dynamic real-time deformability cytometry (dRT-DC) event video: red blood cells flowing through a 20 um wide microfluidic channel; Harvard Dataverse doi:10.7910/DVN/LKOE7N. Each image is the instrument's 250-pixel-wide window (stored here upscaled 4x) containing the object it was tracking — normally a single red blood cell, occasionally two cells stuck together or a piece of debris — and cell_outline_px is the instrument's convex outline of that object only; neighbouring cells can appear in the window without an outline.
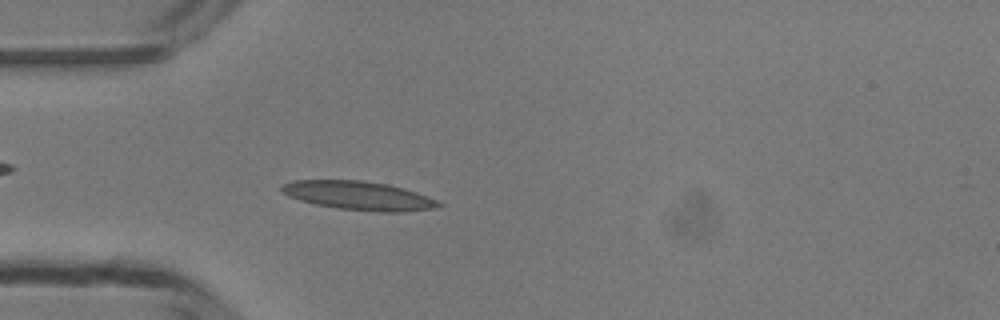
{"species": "common noctule bat (a hibernating species)", "species_latin": "Nyctalus noctula", "temperature_condition": "room temperature", "stored_images_in_passage": 41, "camera_frame_rate_fps": 3000, "um_per_image_px": 0.085, "animal": {"sex": "male", "body_mass_g": 13.3}, "frame": {"image": 1, "passage_image": 6, "time_ms": 1.667, "image_size_px": [1000, 320], "cell_outline_px": [[444, 204], [432, 208], [404, 212], [376, 212], [336, 208], [316, 204], [300, 200], [288, 196], [280, 192], [280, 188], [284, 184], [292, 180], [364, 180], [388, 184], [404, 188], [416, 192], [436, 200]], "centroid_in_image_um": [30.46, 16.62], "position_along_channel_um": 54.5, "area_um2": 26.36}}
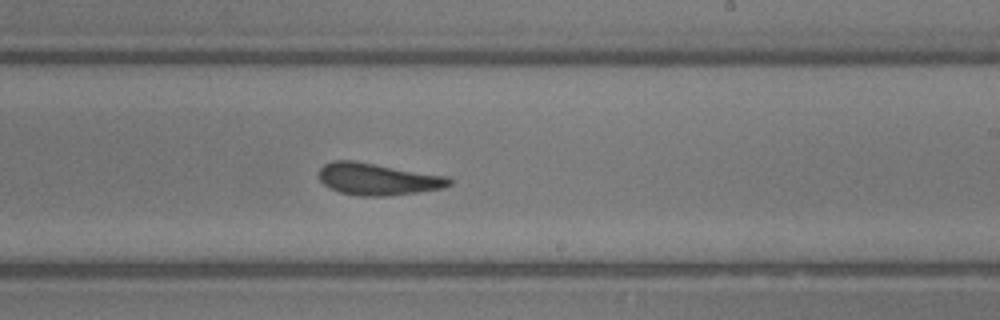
{"frame": {"image": 2, "passage_image": 21, "time_ms": 6.667, "image_size_px": [1000, 320], "cell_outline_px": [[452, 184], [444, 188], [420, 192], [388, 196], [356, 196], [340, 192], [328, 188], [320, 180], [320, 168], [324, 164], [332, 160], [352, 160], [448, 176], [452, 180]], "centroid_in_image_um": [32.12, 15.23], "position_along_channel_um": 256.9, "area_um2": 24.45}}
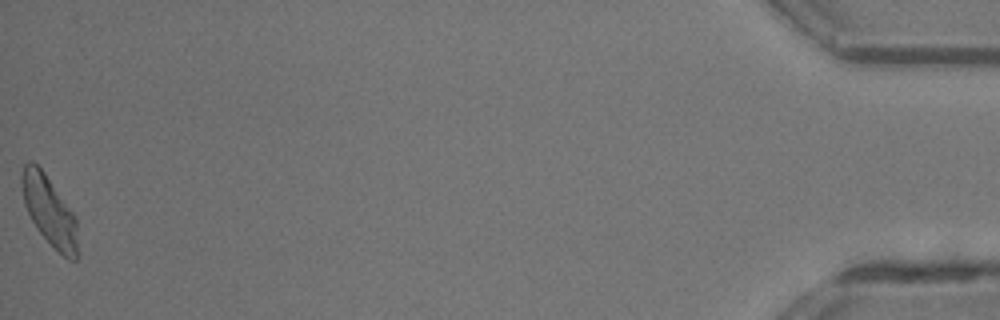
{"frame": {"image": 3, "passage_image": 41, "time_ms": 13.333, "image_size_px": [1000, 320], "cell_outline_px": [[80, 252], [76, 260], [68, 260], [36, 228], [24, 204], [20, 180], [20, 172], [24, 164], [28, 160], [32, 160], [44, 172], [76, 216]], "centroid_in_image_um": [4.21, 17.92], "position_along_channel_um": 431.0, "area_um2": 22.95}, "authors_computed_cell_mechanics": {"area_um2": 23.8136, "velocity_mm_per_s": 4.17, "shape_relaxation_time_tau1_ms": 7.3162, "shape_relaxation_time_tau2_ms": 2.2414, "deformation_change_tau1": 0.231, "deformation_change_tau2": 0.1112}}